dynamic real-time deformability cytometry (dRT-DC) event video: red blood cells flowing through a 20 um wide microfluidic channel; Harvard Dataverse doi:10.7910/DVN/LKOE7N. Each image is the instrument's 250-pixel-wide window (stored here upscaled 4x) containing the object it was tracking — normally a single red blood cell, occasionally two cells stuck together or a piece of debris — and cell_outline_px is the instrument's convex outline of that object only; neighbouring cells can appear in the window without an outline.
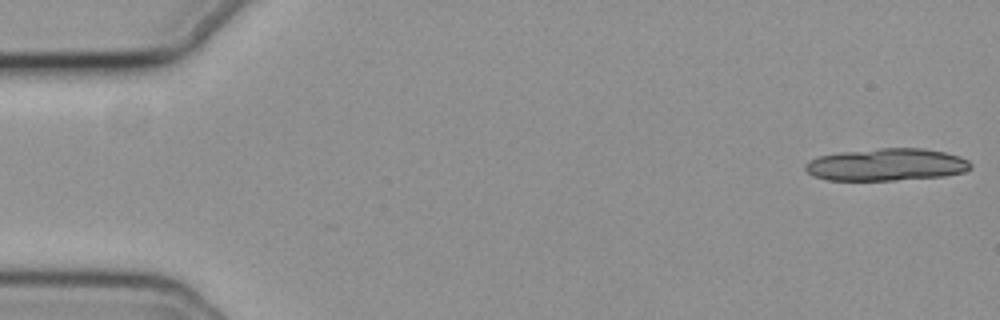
{"species": "common noctule bat (a hibernating species)", "species_latin": "Nyctalus noctula", "temperature_condition": "cold", "stored_images_in_passage": 18, "camera_frame_rate_fps": 3000, "um_per_image_px": 0.085, "animal": {"sex": "female", "body_mass_g": 19.3, "forearm_length_mm": 54.1}, "frame": {"image": 1, "passage_image": 1, "time_ms": 0.0, "image_size_px": [1000, 320], "cell_outline_px": [[972, 168], [964, 172], [944, 176], [896, 180], [828, 180], [812, 176], [804, 168], [804, 164], [808, 160], [820, 156], [840, 152], [880, 148], [924, 148], [944, 152], [960, 156], [968, 160], [972, 164]], "centroid_in_image_um": [75.35, 13.99], "position_along_channel_um": 9.6, "area_um2": 31.33}}